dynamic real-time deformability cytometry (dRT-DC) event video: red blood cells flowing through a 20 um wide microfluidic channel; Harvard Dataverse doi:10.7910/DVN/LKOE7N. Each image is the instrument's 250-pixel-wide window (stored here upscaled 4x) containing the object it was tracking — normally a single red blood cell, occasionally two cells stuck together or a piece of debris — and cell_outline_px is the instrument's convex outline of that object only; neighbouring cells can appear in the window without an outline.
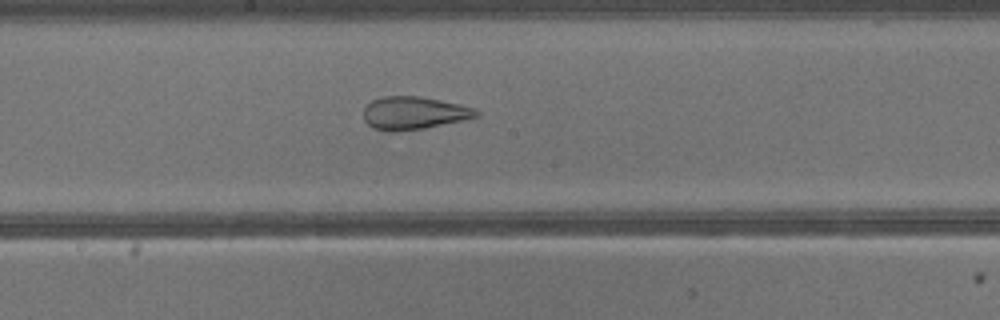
{"species": "common noctule bat (a hibernating species)", "species_latin": "Nyctalus noctula", "temperature_condition": "warm", "stored_images_in_passage": 24, "camera_frame_rate_fps": 3000, "um_per_image_px": 0.085, "animal": {"sex": "male", "body_mass_g": 13.3}, "frame": {"image": 1, "passage_image": 11, "time_ms": 3.333, "image_size_px": [1000, 320], "cell_outline_px": [[480, 116], [464, 120], [424, 128], [396, 132], [388, 132], [372, 128], [364, 120], [364, 108], [372, 100], [384, 96], [420, 96], [460, 104], [476, 108], [480, 112]], "centroid_in_image_um": [35.19, 9.61], "position_along_channel_um": 213.0, "area_um2": 21.79}}
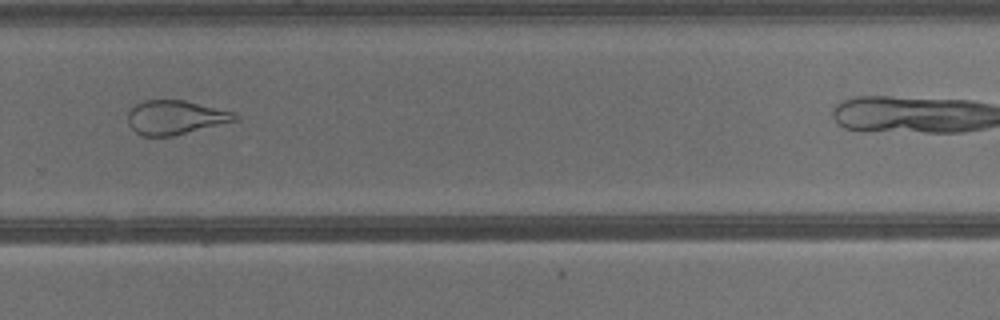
{"frame": {"image": 2, "passage_image": 17, "time_ms": 5.333, "image_size_px": [1000, 320], "cell_outline_px": [[240, 120], [172, 136], [140, 136], [128, 124], [128, 112], [136, 104], [144, 100], [184, 100], [236, 112], [240, 116]], "centroid_in_image_um": [14.95, 9.98], "position_along_channel_um": 314.9, "area_um2": 21.44}}